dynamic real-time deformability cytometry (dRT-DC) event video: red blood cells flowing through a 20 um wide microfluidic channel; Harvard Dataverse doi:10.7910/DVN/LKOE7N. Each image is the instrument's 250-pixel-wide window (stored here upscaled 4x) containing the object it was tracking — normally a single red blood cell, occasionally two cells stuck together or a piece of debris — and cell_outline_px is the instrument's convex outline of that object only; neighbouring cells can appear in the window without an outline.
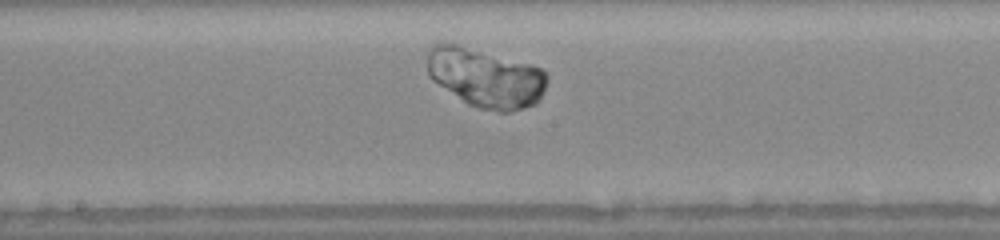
{"species": "human", "species_latin": "Homo sapiens", "temperature_condition": "warm", "stored_images_in_passage": 26, "camera_frame_rate_fps": 3000, "um_per_image_px": 0.085, "donor": {"sex": "female"}, "frame": {"image": 1, "passage_image": 12, "time_ms": 3.667, "image_size_px": [1000, 240], "cell_outline_px": [[548, 80], [536, 104], [524, 108], [508, 112], [500, 112], [480, 108], [468, 104], [432, 80], [428, 76], [428, 52], [432, 44], [436, 40], [456, 44], [528, 64], [540, 68], [548, 76]], "centroid_in_image_um": [41.24, 6.6], "position_along_channel_um": 207.0, "area_um2": 40.98}}